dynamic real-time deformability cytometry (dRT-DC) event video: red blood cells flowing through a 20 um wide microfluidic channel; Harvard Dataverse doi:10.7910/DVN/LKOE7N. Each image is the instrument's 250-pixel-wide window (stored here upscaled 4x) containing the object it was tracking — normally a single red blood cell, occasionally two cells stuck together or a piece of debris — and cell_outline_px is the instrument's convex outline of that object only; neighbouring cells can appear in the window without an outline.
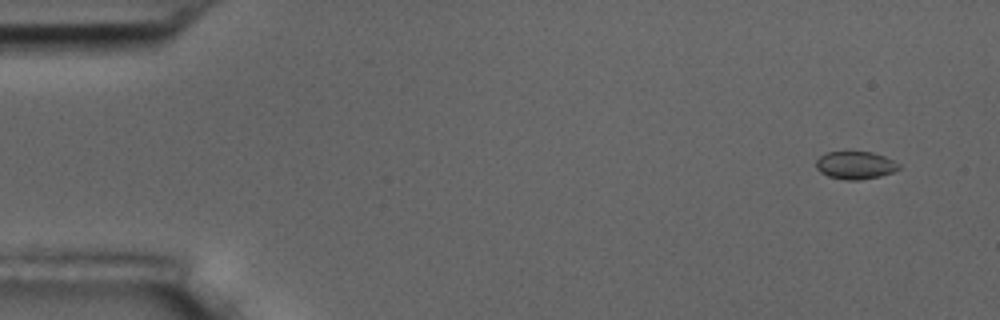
{"species": "common noctule bat (a hibernating species)", "species_latin": "Nyctalus noctula", "temperature_condition": "room temperature", "stored_images_in_passage": 5, "camera_frame_rate_fps": 3000, "um_per_image_px": 0.085, "animal": {"sex": "male", "body_mass_g": 17.5, "forearm_length_mm": 52.3}, "frame": {"image": 1, "passage_image": 1, "time_ms": 0.0, "image_size_px": [1000, 320], "cell_outline_px": [[900, 168], [892, 172], [880, 176], [860, 180], [844, 180], [828, 176], [820, 172], [816, 168], [816, 160], [820, 156], [828, 152], [872, 152], [884, 156], [900, 164]], "centroid_in_image_um": [72.69, 14.05], "position_along_channel_um": 12.3, "area_um2": 13.35}}
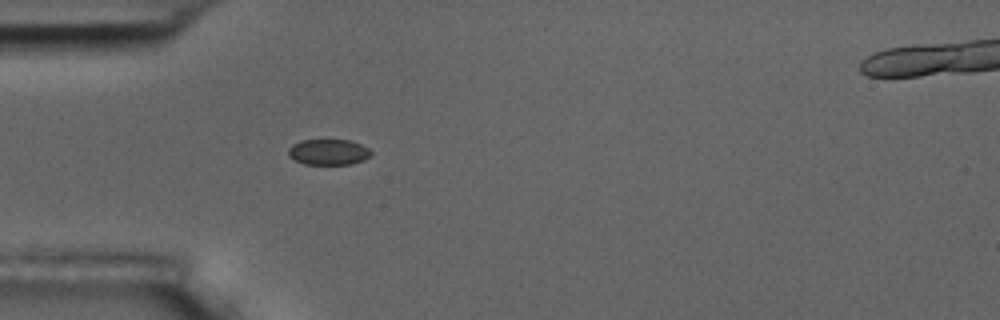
{"frame": {"image": 2, "passage_image": 4, "time_ms": 4.333, "image_size_px": [1000, 320], "cell_outline_px": [[372, 156], [364, 160], [352, 164], [304, 164], [288, 156], [288, 148], [292, 144], [300, 140], [352, 140], [368, 148], [372, 152]], "centroid_in_image_um": [27.93, 12.92], "position_along_channel_um": 57.1, "area_um2": 12.54}}